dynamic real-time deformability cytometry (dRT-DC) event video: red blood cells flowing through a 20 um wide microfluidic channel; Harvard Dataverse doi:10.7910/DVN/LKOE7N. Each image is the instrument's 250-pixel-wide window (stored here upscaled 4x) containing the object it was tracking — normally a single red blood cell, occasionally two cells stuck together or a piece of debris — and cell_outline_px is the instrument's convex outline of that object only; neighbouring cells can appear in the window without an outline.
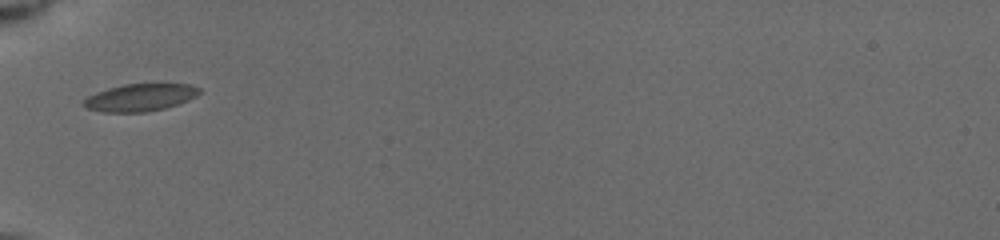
{"species": "common noctule bat (a hibernating species)", "species_latin": "Nyctalus noctula", "temperature_condition": "cold", "stored_images_in_passage": 19, "camera_frame_rate_fps": 3000, "um_per_image_px": 0.085, "animal": {"sex": "female", "body_mass_g": 19.5, "forearm_length_mm": 54.1}, "frame": {"image": 1, "passage_image": 1, "time_ms": 0.0, "image_size_px": [1000, 240], "cell_outline_px": [[200, 92], [196, 96], [188, 100], [164, 108], [144, 112], [104, 112], [88, 108], [84, 104], [84, 100], [88, 96], [108, 88], [124, 84], [188, 84], [200, 88]], "centroid_in_image_um": [11.93, 8.28], "position_along_channel_um": 73.1, "area_um2": 18.09}}
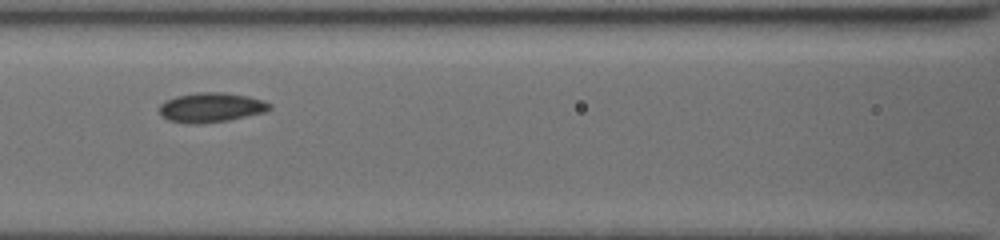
{"frame": {"image": 2, "passage_image": 12, "time_ms": 2.0, "image_size_px": [1000, 240], "cell_outline_px": [[272, 108], [264, 112], [228, 120], [196, 124], [192, 124], [168, 120], [160, 116], [160, 104], [164, 100], [176, 96], [196, 92], [224, 92], [248, 96], [272, 104]], "centroid_in_image_um": [17.9, 9.12], "position_along_channel_um": 148.7, "area_um2": 19.02}}
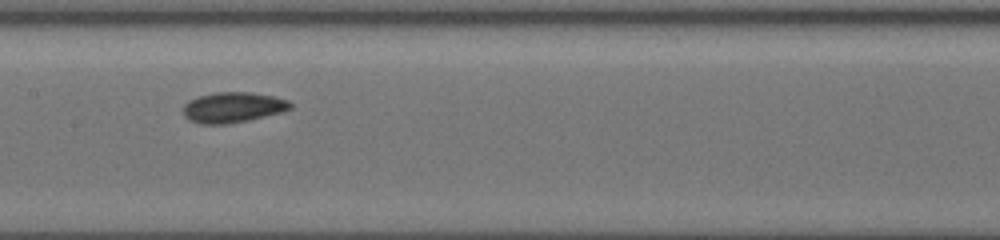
{"frame": {"image": 3, "passage_image": 18, "time_ms": 3.0, "image_size_px": [1000, 240], "cell_outline_px": [[292, 108], [280, 112], [244, 120], [224, 124], [200, 124], [188, 120], [184, 116], [184, 104], [188, 100], [200, 96], [216, 92], [252, 92], [272, 96], [288, 100], [292, 104]], "centroid_in_image_um": [19.76, 9.11], "position_along_channel_um": 187.6, "area_um2": 18.73}}